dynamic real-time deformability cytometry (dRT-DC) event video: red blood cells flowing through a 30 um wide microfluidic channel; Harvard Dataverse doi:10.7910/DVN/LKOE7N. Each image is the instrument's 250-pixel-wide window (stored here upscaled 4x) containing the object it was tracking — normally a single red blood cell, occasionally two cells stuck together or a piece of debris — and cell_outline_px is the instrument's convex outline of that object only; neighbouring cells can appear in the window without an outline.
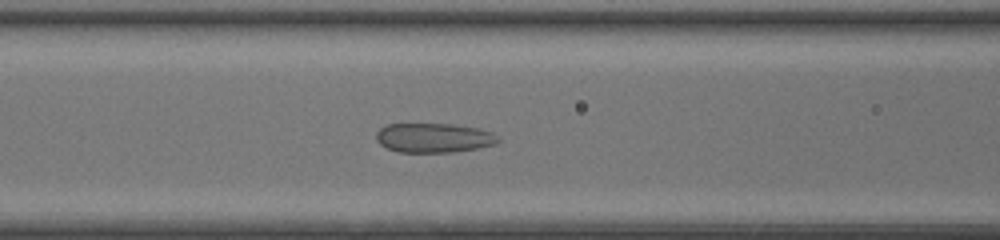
{"species": "common noctule bat (a hibernating species)", "species_latin": "Nyctalus noctula", "temperature_condition": "room temperature", "stored_images_in_passage": 49, "camera_frame_rate_fps": 3000, "um_per_image_px": 0.085, "animal": {"sex": "female", "body_mass_g": 20.0, "forearm_length_mm": 54.0}, "frame": {"image": 1, "passage_image": 22, "time_ms": 7.0, "image_size_px": [1000, 240], "cell_outline_px": [[500, 140], [496, 144], [476, 148], [452, 152], [400, 152], [388, 148], [380, 144], [376, 140], [376, 132], [380, 128], [388, 124], [452, 124], [480, 128], [492, 132], [500, 136]], "centroid_in_image_um": [36.9, 11.71], "position_along_channel_um": 129.7, "area_um2": 20.98}}
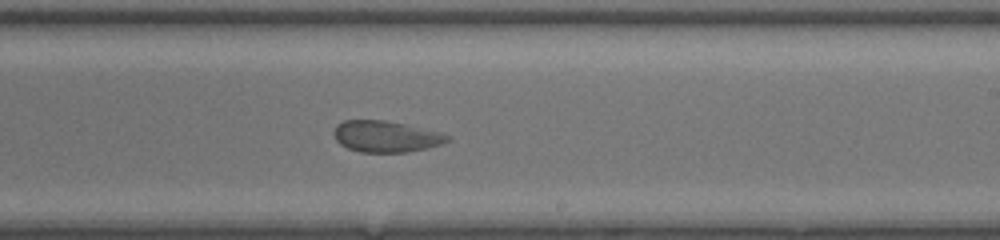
{"frame": {"image": 2, "passage_image": 31, "time_ms": 10.0, "image_size_px": [1000, 240], "cell_outline_px": [[452, 140], [428, 148], [408, 152], [360, 152], [348, 148], [340, 144], [336, 140], [332, 132], [336, 124], [344, 120], [384, 120], [444, 132], [452, 136]], "centroid_in_image_um": [32.83, 11.59], "position_along_channel_um": 256.2, "area_um2": 21.04}}
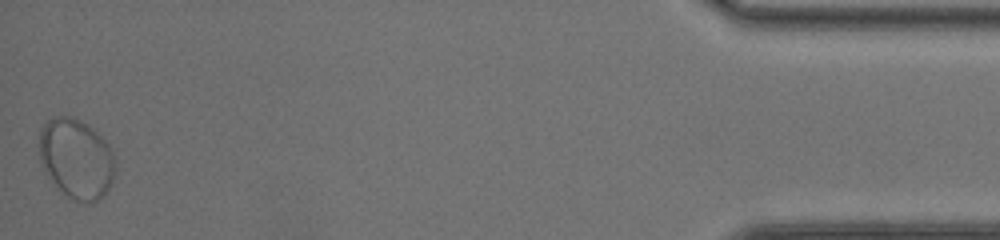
{"frame": {"image": 3, "passage_image": 49, "time_ms": 16.0, "image_size_px": [1000, 240], "cell_outline_px": [[116, 168], [112, 184], [104, 196], [88, 204], [76, 200], [68, 196], [56, 184], [40, 164], [40, 128], [48, 120], [56, 116], [68, 116], [80, 120], [88, 124], [112, 148], [116, 164]], "centroid_in_image_um": [6.53, 13.48], "position_along_channel_um": 428.7, "area_um2": 35.32}}